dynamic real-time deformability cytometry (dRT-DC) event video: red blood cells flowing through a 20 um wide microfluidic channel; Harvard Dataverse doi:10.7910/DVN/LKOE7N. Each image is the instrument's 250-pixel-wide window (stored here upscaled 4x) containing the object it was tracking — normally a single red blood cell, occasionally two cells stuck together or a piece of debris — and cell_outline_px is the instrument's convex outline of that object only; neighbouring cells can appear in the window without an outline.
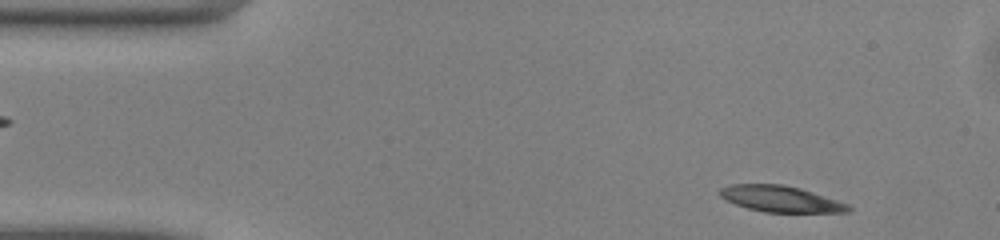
{"species": "common noctule bat (a hibernating species)", "species_latin": "Nyctalus noctula", "temperature_condition": "warm", "stored_images_in_passage": 47, "camera_frame_rate_fps": 3000, "um_per_image_px": 0.085, "animal": {"sex": "male", "body_mass_g": 13.0, "forearm_length_mm": 53.1}, "frame": {"image": 1, "passage_image": 3, "time_ms": 0.667, "image_size_px": [1000, 240], "cell_outline_px": [[852, 208], [848, 212], [764, 212], [748, 208], [724, 200], [720, 196], [720, 188], [728, 184], [784, 184], [800, 188], [848, 204]], "centroid_in_image_um": [66.31, 16.9], "position_along_channel_um": 18.7, "area_um2": 19.48}}
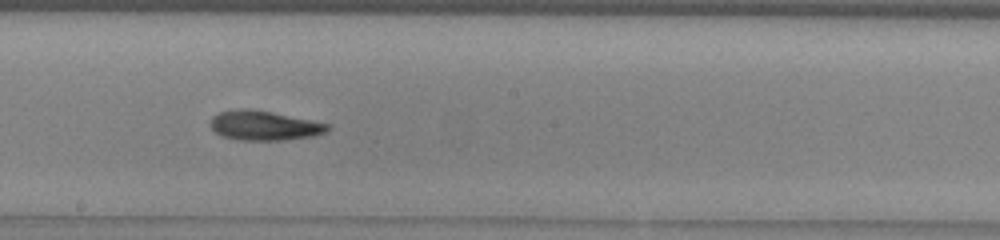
{"frame": {"image": 2, "passage_image": 24, "time_ms": 7.667, "image_size_px": [1000, 240], "cell_outline_px": [[332, 128], [328, 132], [316, 136], [284, 140], [236, 140], [220, 136], [212, 128], [212, 116], [220, 112], [240, 108], [248, 108], [272, 112], [332, 124]], "centroid_in_image_um": [22.53, 10.68], "position_along_channel_um": 225.7, "area_um2": 20.46}}
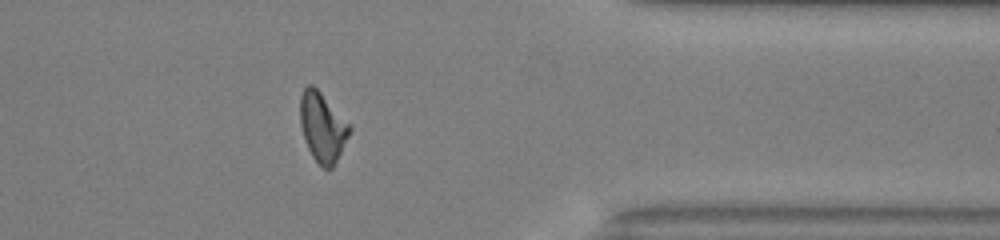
{"frame": {"image": 3, "passage_image": 37, "time_ms": 12.0, "image_size_px": [1000, 240], "cell_outline_px": [[352, 128], [332, 168], [324, 168], [312, 156], [308, 148], [300, 124], [300, 96], [304, 88], [308, 84], [312, 84], [320, 92]], "centroid_in_image_um": [27.38, 10.78], "position_along_channel_um": 384.0, "area_um2": 19.31}, "authors_computed_cell_mechanics": {"area_um2": 19.7676, "velocity_mm_per_s": 4.1072, "shape_relaxation_time_tau1_ms": 4.1967, "shape_relaxation_time_tau2_ms": 5.5167, "deformation_change_tau1": 0.1649, "deformation_change_tau2": 0.1579}}